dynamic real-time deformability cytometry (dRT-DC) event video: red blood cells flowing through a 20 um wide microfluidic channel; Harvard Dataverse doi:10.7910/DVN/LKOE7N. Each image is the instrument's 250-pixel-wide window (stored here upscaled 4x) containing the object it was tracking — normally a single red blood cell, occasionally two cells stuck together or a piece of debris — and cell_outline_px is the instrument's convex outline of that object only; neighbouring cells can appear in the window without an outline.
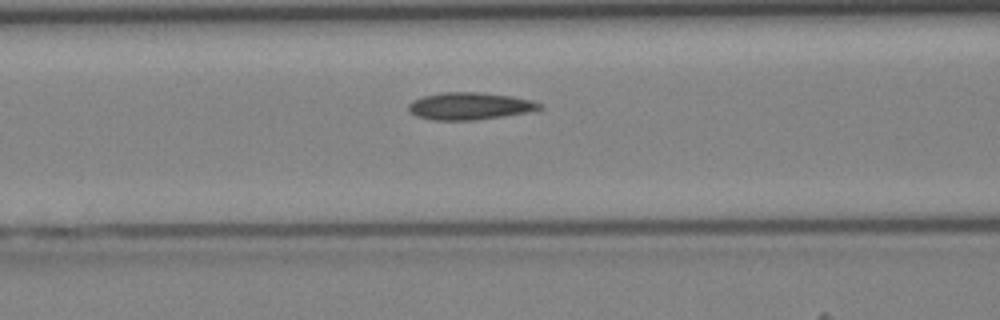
{"species": "Egyptian fruit bat (a non-hibernating species)", "species_latin": "Rousettus aegyptiacus", "temperature_condition": "cold", "stored_images_in_passage": 29, "camera_frame_rate_fps": 3000, "um_per_image_px": 0.085, "animal": {"sex": "female"}, "frame": {"image": 1, "passage_image": 11, "time_ms": 3.333, "image_size_px": [1000, 320], "cell_outline_px": [[544, 108], [540, 112], [476, 120], [432, 120], [416, 116], [408, 108], [408, 104], [412, 100], [424, 96], [444, 92], [476, 92], [512, 96], [532, 100], [544, 104]], "centroid_in_image_um": [40.06, 9.03], "position_along_channel_um": 126.5, "area_um2": 21.33}}
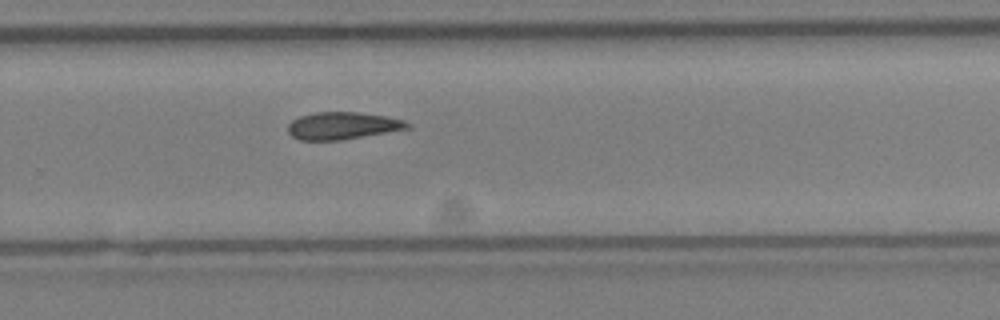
{"frame": {"image": 2, "passage_image": 22, "time_ms": 7.0, "image_size_px": [1000, 320], "cell_outline_px": [[412, 128], [340, 140], [300, 140], [292, 136], [288, 132], [288, 124], [292, 120], [300, 116], [312, 112], [360, 112], [388, 116], [404, 120], [412, 124]], "centroid_in_image_um": [29.15, 10.67], "position_along_channel_um": 300.6, "area_um2": 19.19}}
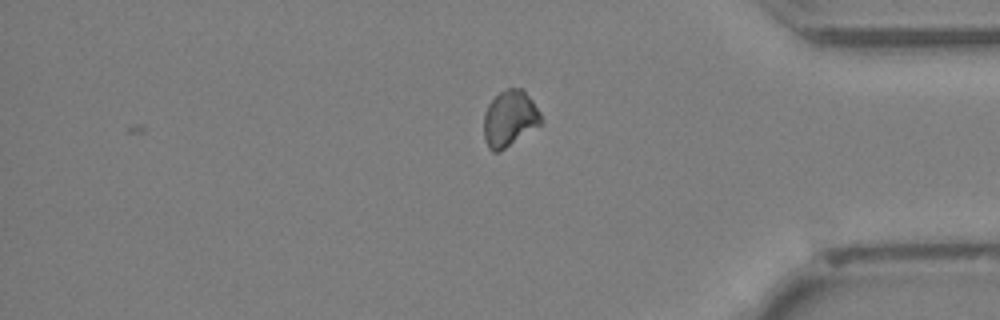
{"frame": {"image": 3, "passage_image": 29, "time_ms": 9.333, "image_size_px": [1000, 320], "cell_outline_px": [[544, 124], [500, 152], [492, 152], [488, 148], [484, 140], [484, 112], [488, 104], [500, 92], [508, 88], [524, 88], [540, 112], [544, 120]], "centroid_in_image_um": [43.36, 10.1], "position_along_channel_um": 391.8, "area_um2": 19.25}}